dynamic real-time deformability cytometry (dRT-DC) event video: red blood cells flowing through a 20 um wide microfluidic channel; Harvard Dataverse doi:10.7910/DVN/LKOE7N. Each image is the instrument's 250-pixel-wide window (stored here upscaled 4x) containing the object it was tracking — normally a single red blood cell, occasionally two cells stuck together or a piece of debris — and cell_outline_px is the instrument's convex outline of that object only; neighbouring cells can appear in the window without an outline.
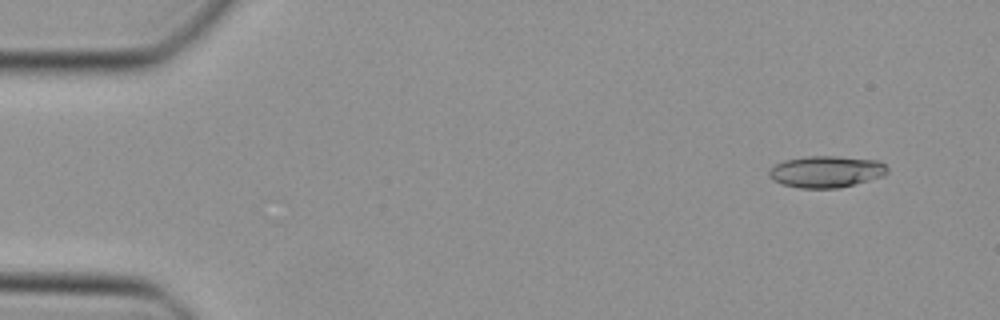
{"species": "Egyptian fruit bat (a non-hibernating species)", "species_latin": "Rousettus aegyptiacus", "temperature_condition": "cold", "stored_images_in_passage": 13, "camera_frame_rate_fps": 3000, "um_per_image_px": 0.085, "animal": {"sex": "female"}, "frame": {"image": 1, "passage_image": 4, "time_ms": 1.0, "image_size_px": [1000, 320], "cell_outline_px": [[888, 172], [884, 176], [840, 188], [800, 188], [780, 184], [772, 180], [768, 176], [768, 168], [784, 160], [808, 156], [836, 156], [880, 160], [888, 168]], "centroid_in_image_um": [70.21, 14.59], "position_along_channel_um": 14.8, "area_um2": 22.14}}